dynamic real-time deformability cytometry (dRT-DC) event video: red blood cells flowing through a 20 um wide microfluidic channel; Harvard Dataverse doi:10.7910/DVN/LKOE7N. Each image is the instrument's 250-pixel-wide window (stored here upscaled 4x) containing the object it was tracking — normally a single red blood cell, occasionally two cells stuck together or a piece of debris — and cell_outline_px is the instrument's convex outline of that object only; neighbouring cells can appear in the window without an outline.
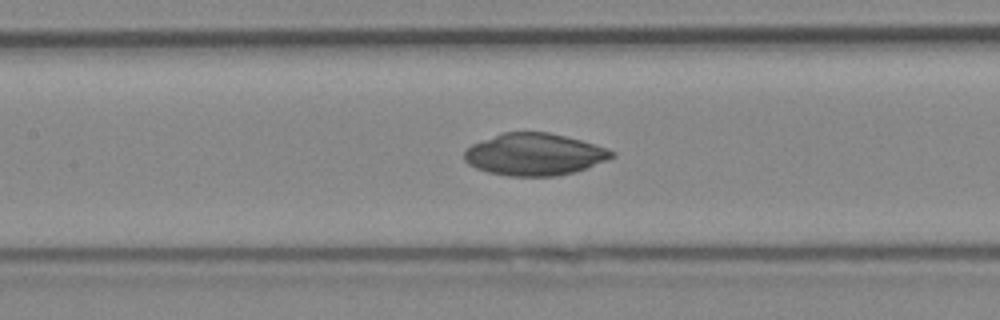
{"species": "Egyptian fruit bat (a non-hibernating species)", "species_latin": "Rousettus aegyptiacus", "temperature_condition": "cold", "stored_images_in_passage": 41, "camera_frame_rate_fps": 3000, "um_per_image_px": 0.085, "animal": {"sex": "female"}, "frame": {"image": 1, "passage_image": 14, "time_ms": 4.333, "image_size_px": [1000, 320], "cell_outline_px": [[616, 156], [608, 160], [588, 168], [556, 176], [508, 176], [488, 172], [476, 168], [468, 164], [464, 160], [464, 152], [472, 144], [504, 132], [548, 132], [580, 140], [608, 148], [616, 152]], "centroid_in_image_um": [45.45, 13.13], "position_along_channel_um": 161.9, "area_um2": 36.13}}
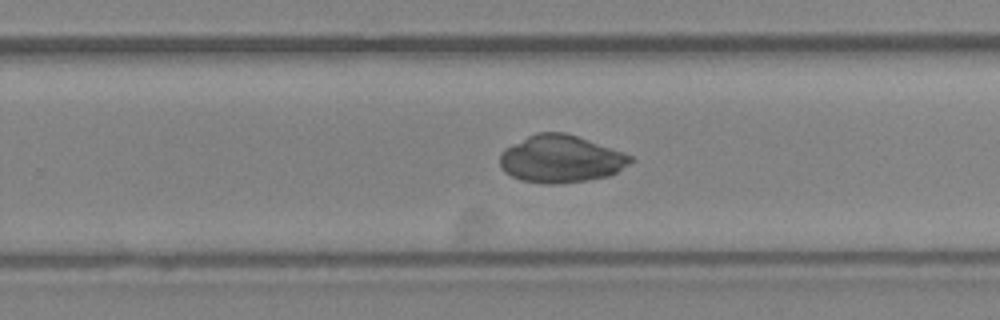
{"frame": {"image": 2, "passage_image": 23, "time_ms": 7.333, "image_size_px": [1000, 320], "cell_outline_px": [[636, 160], [616, 172], [608, 176], [588, 180], [556, 184], [544, 184], [520, 180], [504, 172], [500, 168], [500, 152], [504, 148], [536, 132], [564, 132], [624, 152], [632, 156]], "centroid_in_image_um": [47.65, 13.52], "position_along_channel_um": 282.1, "area_um2": 36.18}}
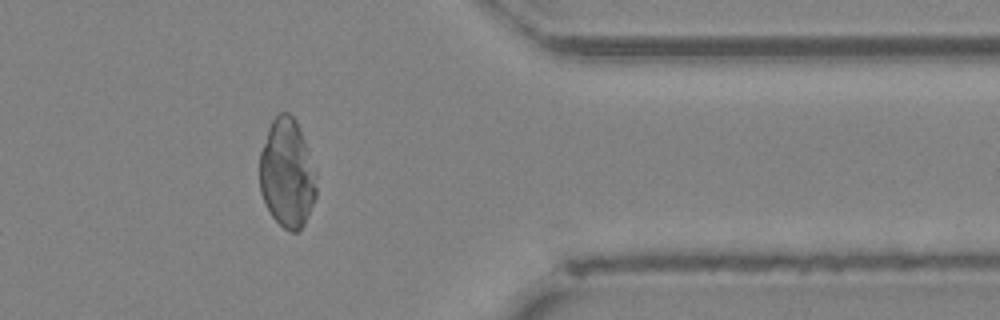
{"frame": {"image": 3, "passage_image": 32, "time_ms": 10.333, "image_size_px": [1000, 320], "cell_outline_px": [[316, 196], [304, 224], [296, 232], [292, 232], [284, 228], [272, 216], [260, 192], [260, 152], [268, 128], [272, 120], [280, 112], [288, 112], [296, 120], [304, 140], [316, 172]], "centroid_in_image_um": [24.4, 14.73], "position_along_channel_um": 387.0, "area_um2": 35.72}}